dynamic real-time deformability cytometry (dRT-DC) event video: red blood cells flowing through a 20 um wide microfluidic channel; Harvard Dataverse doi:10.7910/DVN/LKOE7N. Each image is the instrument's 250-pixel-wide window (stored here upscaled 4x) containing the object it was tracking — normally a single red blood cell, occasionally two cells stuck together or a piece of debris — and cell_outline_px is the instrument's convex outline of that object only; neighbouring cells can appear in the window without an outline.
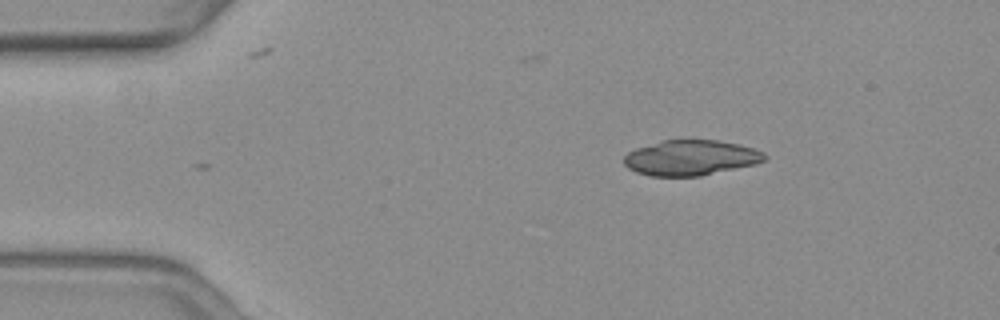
{"species": "common noctule bat (a hibernating species)", "species_latin": "Nyctalus noctula", "temperature_condition": "warm", "stored_images_in_passage": 2, "camera_frame_rate_fps": 3000, "um_per_image_px": 0.085, "animal": {"sex": "female", "body_mass_g": 19.3, "forearm_length_mm": 54.1}, "frame": {"image": 1, "passage_image": 1, "time_ms": 0.0, "image_size_px": [1000, 320], "cell_outline_px": [[768, 156], [764, 160], [756, 164], [700, 176], [648, 176], [636, 172], [628, 168], [624, 164], [624, 156], [628, 152], [636, 148], [664, 140], [720, 140], [740, 144], [764, 152]], "centroid_in_image_um": [58.72, 13.41], "position_along_channel_um": 26.3, "area_um2": 29.02}}